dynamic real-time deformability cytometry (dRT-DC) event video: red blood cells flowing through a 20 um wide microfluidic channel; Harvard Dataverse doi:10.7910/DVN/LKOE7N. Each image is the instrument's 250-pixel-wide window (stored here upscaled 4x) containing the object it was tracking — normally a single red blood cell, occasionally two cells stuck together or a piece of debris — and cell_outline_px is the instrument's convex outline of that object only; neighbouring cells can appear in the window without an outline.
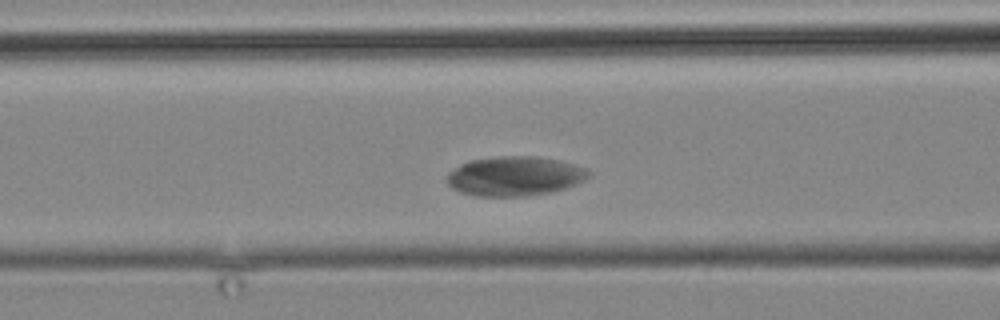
{"species": "common noctule bat (a hibernating species)", "species_latin": "Nyctalus noctula", "temperature_condition": "cold", "stored_images_in_passage": 9, "segment_of_instrument_passage": [2, 2], "camera_frame_rate_fps": 3000, "um_per_image_px": 0.085, "animal": {"sex": "male", "body_mass_g": 19.2, "forearm_length_mm": 51.8}, "frame": {"image": 1, "passage_image": 9, "time_ms": 10.333, "image_size_px": [1000, 320], "cell_outline_px": [[592, 176], [576, 184], [552, 192], [528, 196], [476, 196], [460, 192], [452, 188], [448, 184], [448, 172], [460, 164], [468, 160], [496, 156], [536, 156], [560, 160], [588, 168], [592, 172]], "centroid_in_image_um": [43.79, 14.96], "position_along_channel_um": 122.8, "area_um2": 33.0}}